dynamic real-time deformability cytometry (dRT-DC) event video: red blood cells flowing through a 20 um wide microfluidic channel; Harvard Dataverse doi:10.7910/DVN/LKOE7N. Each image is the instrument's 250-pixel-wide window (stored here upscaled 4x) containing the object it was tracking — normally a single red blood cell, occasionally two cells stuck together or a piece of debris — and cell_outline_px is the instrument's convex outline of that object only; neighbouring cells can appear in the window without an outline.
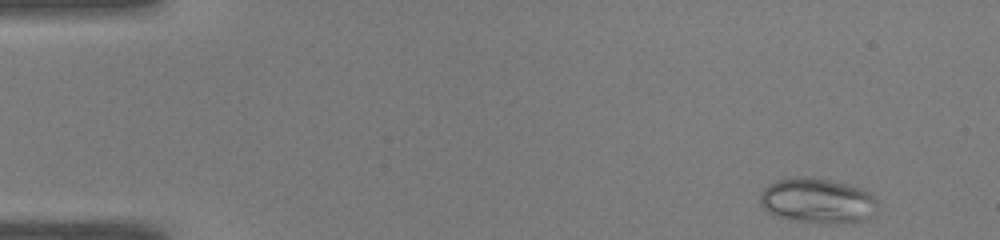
{"species": "common noctule bat (a hibernating species)", "species_latin": "Nyctalus noctula", "temperature_condition": "warm", "stored_images_in_passage": 47, "camera_frame_rate_fps": 3000, "um_per_image_px": 0.085, "animal": {"sex": "male", "body_mass_g": 19.0, "forearm_length_mm": 50.8}, "frame": {"image": 1, "passage_image": 1, "time_ms": 0.0, "image_size_px": [1000, 240], "cell_outline_px": [[876, 204], [868, 216], [864, 220], [852, 224], [800, 220], [768, 212], [760, 204], [760, 192], [768, 184], [776, 180], [796, 176], [808, 176], [832, 180], [860, 188], [868, 192], [876, 200]], "centroid_in_image_um": [69.45, 17.02], "position_along_channel_um": 15.5, "area_um2": 30.29}}
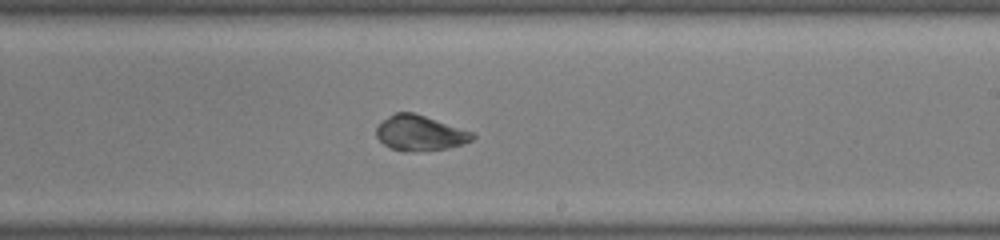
{"frame": {"image": 2, "passage_image": 27, "time_ms": 8.667, "image_size_px": [1000, 240], "cell_outline_px": [[476, 136], [472, 140], [448, 148], [408, 152], [404, 152], [392, 148], [384, 144], [376, 136], [376, 128], [388, 116], [396, 112], [412, 112], [476, 132]], "centroid_in_image_um": [35.72, 11.31], "position_along_channel_um": 253.3, "area_um2": 19.71}}
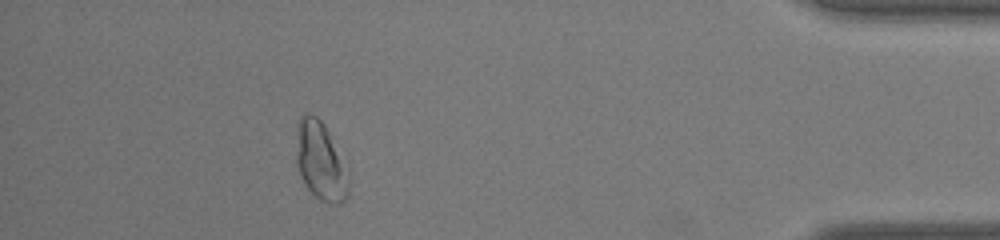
{"frame": {"image": 3, "passage_image": 42, "time_ms": 13.667, "image_size_px": [1000, 240], "cell_outline_px": [[348, 196], [340, 204], [328, 204], [320, 200], [308, 188], [300, 176], [296, 164], [296, 124], [300, 116], [308, 112], [316, 116], [324, 124], [328, 132], [348, 176]], "centroid_in_image_um": [27.19, 13.7], "position_along_channel_um": 408.0, "area_um2": 23.64}, "authors_computed_cell_mechanics": {"area_um2": 22.1952, "velocity_mm_per_s": 4.0582, "shape_relaxation_time_tau1_ms": null, "shape_relaxation_time_tau2_ms": 0.7622, "deformation_change_tau1": null, "deformation_change_tau2": 0.0602}}